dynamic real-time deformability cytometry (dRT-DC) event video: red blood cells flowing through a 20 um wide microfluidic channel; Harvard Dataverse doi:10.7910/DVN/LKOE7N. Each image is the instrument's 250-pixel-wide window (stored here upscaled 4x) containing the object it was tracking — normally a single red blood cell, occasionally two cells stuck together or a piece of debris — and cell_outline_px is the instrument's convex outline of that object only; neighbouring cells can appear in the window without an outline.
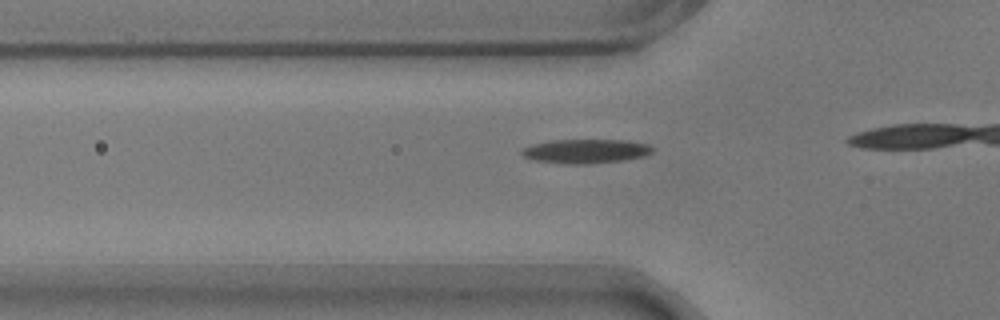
{"species": "common noctule bat (a hibernating species)", "species_latin": "Nyctalus noctula", "temperature_condition": "warm", "stored_images_in_passage": 16, "camera_frame_rate_fps": 3000, "um_per_image_px": 0.085, "animal": {"sex": "male", "body_mass_g": 17.9}, "frame": {"image": 1, "passage_image": 11, "time_ms": 3.333, "image_size_px": [1000, 320], "cell_outline_px": [[656, 148], [652, 152], [644, 156], [620, 160], [588, 164], [560, 164], [532, 160], [524, 156], [520, 152], [520, 148], [552, 140], [628, 140], [648, 144]], "centroid_in_image_um": [49.78, 12.85], "position_along_channel_um": 76.0, "area_um2": 18.5}}
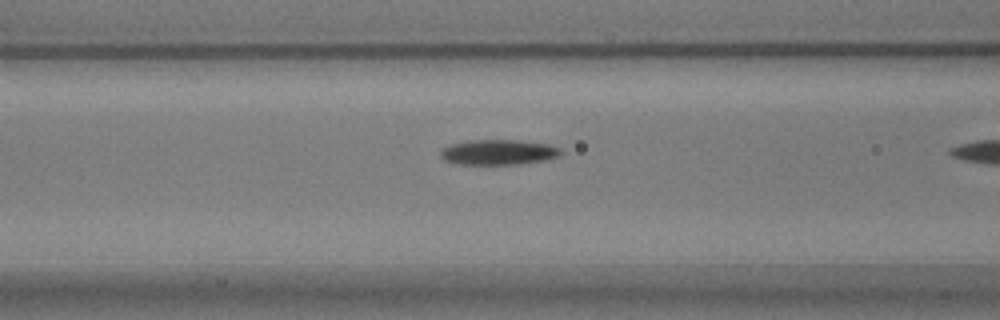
{"frame": {"image": 2, "passage_image": 15, "time_ms": 4.667, "image_size_px": [1000, 320], "cell_outline_px": [[560, 156], [544, 160], [520, 164], [460, 164], [444, 160], [440, 156], [440, 152], [448, 144], [468, 140], [516, 140], [548, 144], [560, 148]], "centroid_in_image_um": [42.34, 12.93], "position_along_channel_um": 124.3, "area_um2": 17.63}}